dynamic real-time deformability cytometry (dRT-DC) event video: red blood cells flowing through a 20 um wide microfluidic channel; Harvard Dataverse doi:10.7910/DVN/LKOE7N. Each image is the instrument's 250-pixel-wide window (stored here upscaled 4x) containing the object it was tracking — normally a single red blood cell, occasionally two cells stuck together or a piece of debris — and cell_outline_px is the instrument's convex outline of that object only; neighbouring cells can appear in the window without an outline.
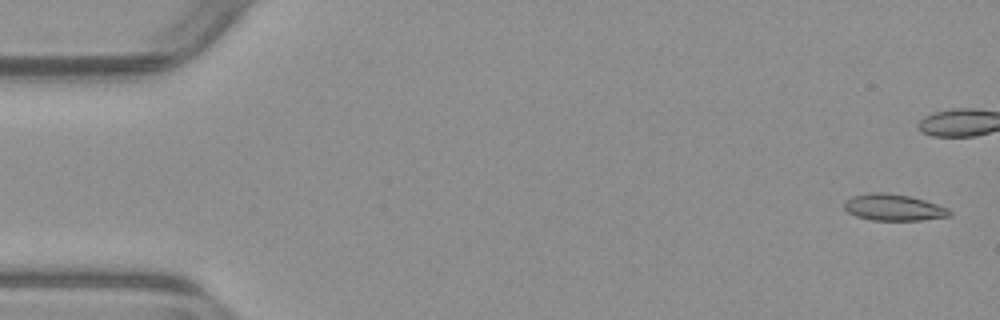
{"species": "common noctule bat (a hibernating species)", "species_latin": "Nyctalus noctula", "temperature_condition": "warm", "stored_images_in_passage": 43, "camera_frame_rate_fps": 3000, "um_per_image_px": 0.085, "animal": {"sex": "male", "body_mass_g": 23.1, "forearm_length_mm": 52.7}, "frame": {"image": 1, "passage_image": 2, "time_ms": 0.333, "image_size_px": [1000, 320], "cell_outline_px": [[952, 212], [948, 216], [920, 220], [872, 220], [856, 216], [848, 212], [844, 208], [844, 200], [852, 196], [868, 192], [888, 192], [912, 196], [948, 208]], "centroid_in_image_um": [75.91, 17.61], "position_along_channel_um": 9.1, "area_um2": 16.36}}
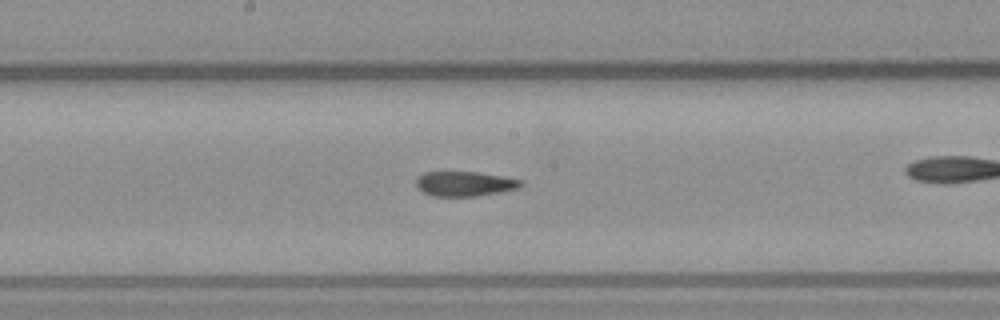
{"frame": {"image": 2, "passage_image": 28, "time_ms": 9.0, "image_size_px": [1000, 320], "cell_outline_px": [[524, 184], [520, 188], [500, 192], [476, 196], [432, 196], [416, 188], [416, 180], [424, 172], [476, 172], [504, 176], [524, 180]], "centroid_in_image_um": [39.54, 15.62], "position_along_channel_um": 208.7, "area_um2": 15.26}}
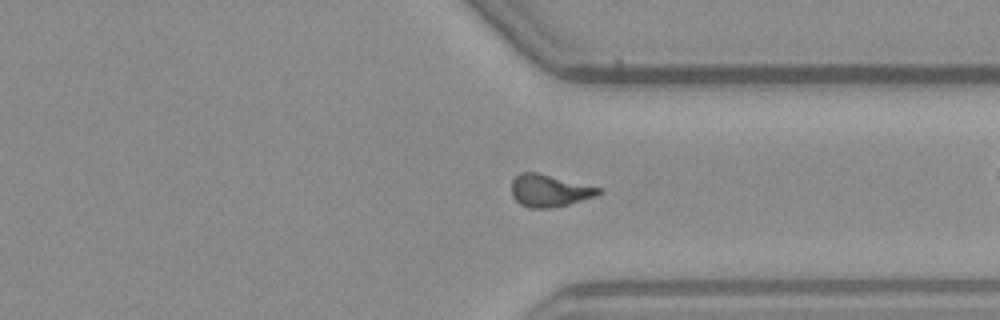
{"frame": {"image": 3, "passage_image": 40, "time_ms": 13.0, "image_size_px": [1000, 320], "cell_outline_px": [[604, 192], [568, 204], [548, 208], [528, 208], [520, 204], [512, 196], [512, 180], [520, 172], [536, 172], [604, 188]], "centroid_in_image_um": [46.69, 16.19], "position_along_channel_um": 364.7, "area_um2": 16.3}}